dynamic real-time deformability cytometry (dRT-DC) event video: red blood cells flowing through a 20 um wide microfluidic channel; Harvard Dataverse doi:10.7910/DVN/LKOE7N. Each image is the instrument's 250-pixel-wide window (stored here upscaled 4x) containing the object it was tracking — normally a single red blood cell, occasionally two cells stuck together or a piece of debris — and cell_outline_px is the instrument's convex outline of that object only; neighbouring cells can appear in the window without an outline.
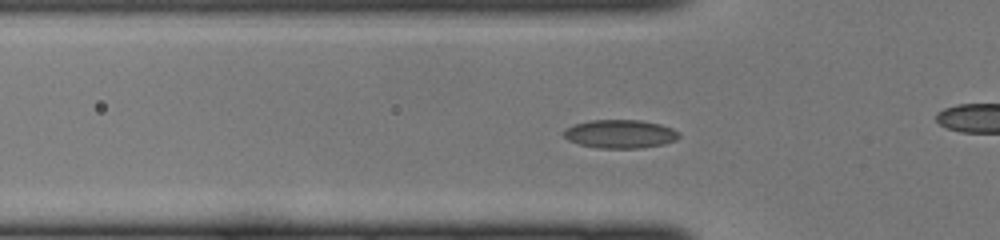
{"species": "common noctule bat (a hibernating species)", "species_latin": "Nyctalus noctula", "temperature_condition": "cold", "stored_images_in_passage": 34, "camera_frame_rate_fps": 3000, "um_per_image_px": 0.085, "animal": {"sex": "female", "body_mass_g": 22.0, "forearm_length_mm": 56.7}, "frame": {"image": 1, "passage_image": 3, "time_ms": 0.667, "image_size_px": [1000, 240], "cell_outline_px": [[680, 136], [676, 140], [664, 144], [640, 148], [600, 148], [580, 144], [568, 140], [564, 136], [564, 128], [576, 124], [592, 120], [640, 120], [660, 124], [672, 128], [680, 132]], "centroid_in_image_um": [52.74, 11.38], "position_along_channel_um": 73.1, "area_um2": 19.07}}
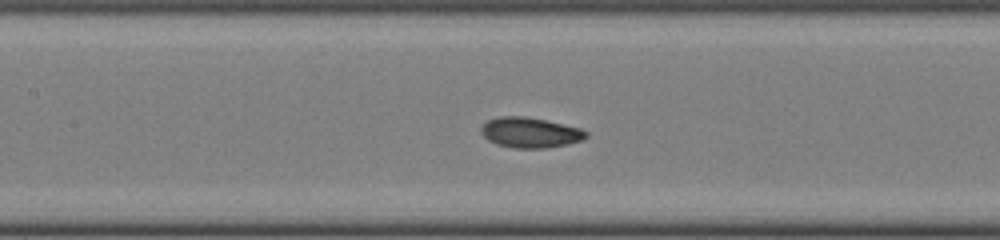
{"frame": {"image": 2, "passage_image": 9, "time_ms": 2.667, "image_size_px": [1000, 240], "cell_outline_px": [[588, 136], [584, 140], [568, 144], [548, 148], [512, 148], [496, 144], [488, 140], [480, 132], [480, 128], [488, 120], [500, 116], [524, 116], [544, 120], [580, 128], [588, 132]], "centroid_in_image_um": [45.07, 11.28], "position_along_channel_um": 162.3, "area_um2": 18.61}}
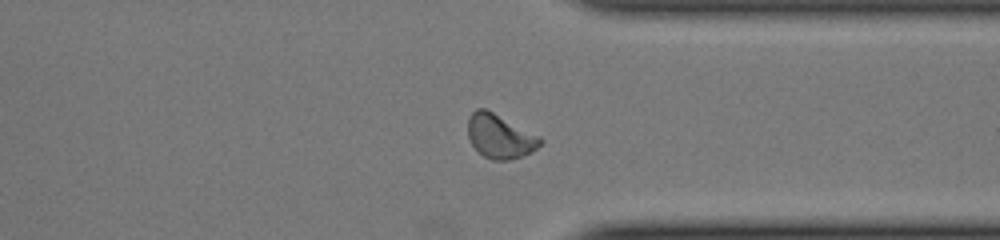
{"frame": {"image": 3, "passage_image": 23, "time_ms": 7.333, "image_size_px": [1000, 240], "cell_outline_px": [[544, 140], [536, 148], [520, 156], [508, 160], [492, 160], [484, 156], [472, 144], [468, 136], [468, 116], [476, 108], [484, 108], [540, 136]], "centroid_in_image_um": [42.47, 11.57], "position_along_channel_um": 368.9, "area_um2": 18.21}}